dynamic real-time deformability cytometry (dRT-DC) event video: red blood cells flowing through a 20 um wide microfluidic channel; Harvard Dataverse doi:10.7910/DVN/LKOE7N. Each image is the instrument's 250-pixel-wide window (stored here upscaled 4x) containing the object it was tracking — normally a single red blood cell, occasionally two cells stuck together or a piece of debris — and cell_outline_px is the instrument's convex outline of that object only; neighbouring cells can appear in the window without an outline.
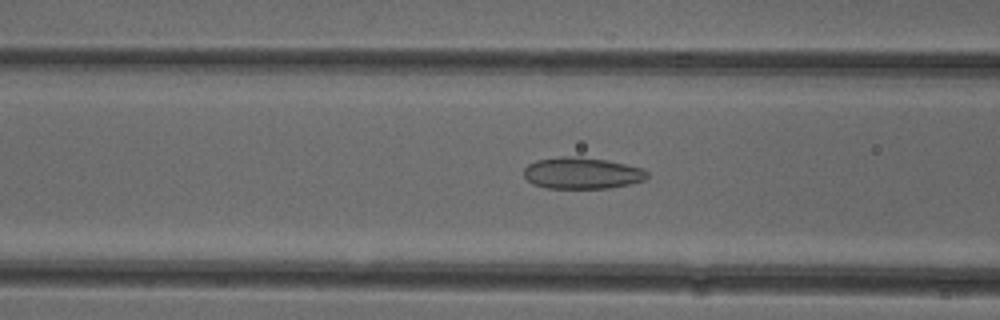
{"species": "common noctule bat (a hibernating species)", "species_latin": "Nyctalus noctula", "temperature_condition": "cold", "stored_images_in_passage": 52, "camera_frame_rate_fps": 3000, "um_per_image_px": 0.085, "animal": {"sex": "female"}, "frame": {"image": 1, "passage_image": 20, "time_ms": 6.333, "image_size_px": [1000, 320], "cell_outline_px": [[648, 176], [644, 180], [628, 184], [608, 188], [548, 188], [532, 184], [524, 176], [524, 168], [528, 164], [536, 160], [560, 156], [580, 156], [608, 160], [644, 168], [648, 172]], "centroid_in_image_um": [49.47, 14.7], "position_along_channel_um": 117.1, "area_um2": 22.83}}
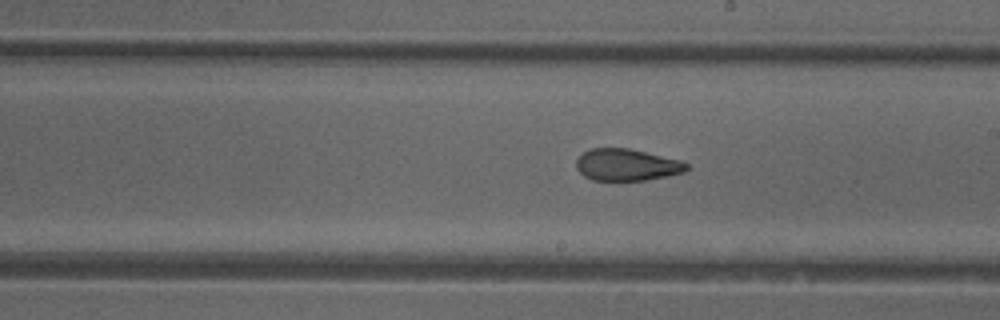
{"frame": {"image": 2, "passage_image": 29, "time_ms": 9.333, "image_size_px": [1000, 320], "cell_outline_px": [[688, 168], [684, 172], [668, 176], [644, 180], [592, 180], [584, 176], [576, 168], [576, 160], [584, 152], [592, 148], [628, 148], [680, 160], [688, 164]], "centroid_in_image_um": [53.27, 14.01], "position_along_channel_um": 235.7, "area_um2": 20.35}}
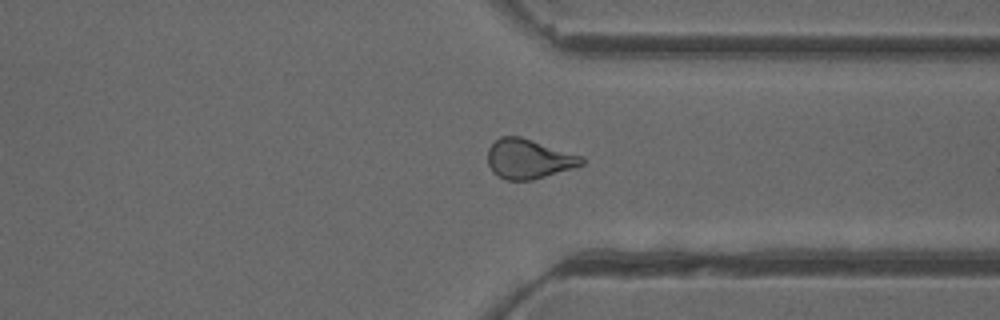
{"frame": {"image": 3, "passage_image": 39, "time_ms": 12.667, "image_size_px": [1000, 320], "cell_outline_px": [[584, 164], [572, 168], [532, 180], [504, 180], [496, 176], [492, 172], [488, 164], [488, 148], [500, 136], [520, 136], [584, 156]], "centroid_in_image_um": [44.92, 13.51], "position_along_channel_um": 366.5, "area_um2": 21.79}, "authors_computed_cell_mechanics": {"area_um2": 22.5131, "velocity_mm_per_s": 3.9483, "shape_relaxation_time_tau1_ms": null, "shape_relaxation_time_tau2_ms": 2.0946, "deformation_change_tau1": null, "deformation_change_tau2": 0.0912}}